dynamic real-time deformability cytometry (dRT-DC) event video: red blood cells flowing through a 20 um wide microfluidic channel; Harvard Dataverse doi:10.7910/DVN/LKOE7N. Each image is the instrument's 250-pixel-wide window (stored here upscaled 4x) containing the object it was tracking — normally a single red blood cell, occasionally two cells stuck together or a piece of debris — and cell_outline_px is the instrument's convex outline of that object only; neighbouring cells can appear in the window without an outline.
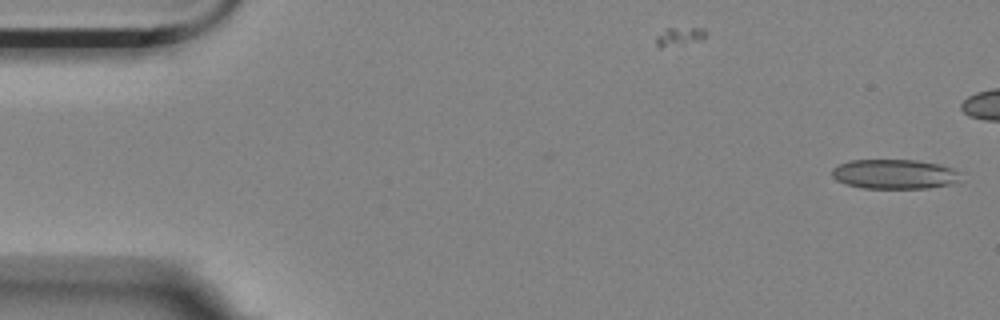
{"species": "Egyptian fruit bat (a non-hibernating species)", "species_latin": "Rousettus aegyptiacus", "temperature_condition": "room temperature", "stored_images_in_passage": 5, "camera_frame_rate_fps": 3000, "um_per_image_px": 0.085, "animal": {"sex": "female"}, "frame": {"image": 1, "passage_image": 1, "time_ms": 0.0, "image_size_px": [1000, 320], "cell_outline_px": [[960, 172], [956, 180], [952, 184], [928, 188], [860, 188], [844, 184], [836, 180], [832, 176], [832, 168], [848, 160], [916, 160], [940, 164], [952, 168]], "centroid_in_image_um": [75.98, 14.8], "position_along_channel_um": 9.0, "area_um2": 22.25}}